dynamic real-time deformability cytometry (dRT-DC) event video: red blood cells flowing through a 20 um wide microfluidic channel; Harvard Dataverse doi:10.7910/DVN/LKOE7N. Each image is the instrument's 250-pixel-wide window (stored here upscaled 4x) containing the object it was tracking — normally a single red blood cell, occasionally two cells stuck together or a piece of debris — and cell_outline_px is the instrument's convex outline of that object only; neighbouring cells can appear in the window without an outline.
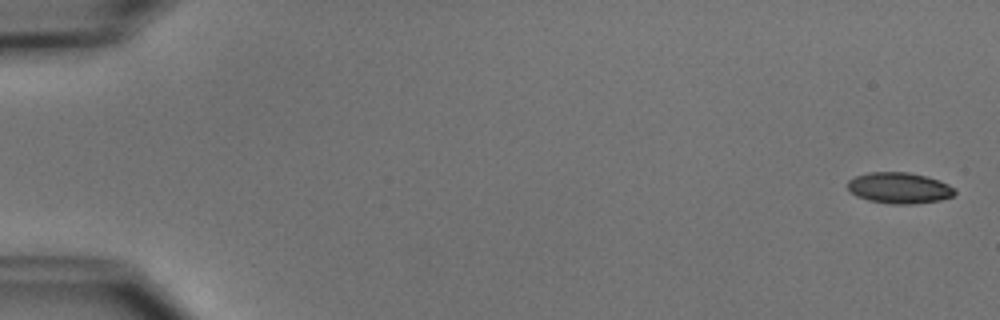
{"species": "common noctule bat (a hibernating species)", "species_latin": "Nyctalus noctula", "temperature_condition": "cold", "stored_images_in_passage": 4, "camera_frame_rate_fps": 3000, "um_per_image_px": 0.085, "animal": {"sex": "male", "body_mass_g": 15.6}, "frame": {"image": 1, "passage_image": 1, "time_ms": 0.0, "image_size_px": [1000, 320], "cell_outline_px": [[956, 192], [952, 196], [940, 200], [912, 204], [892, 204], [868, 200], [856, 196], [848, 188], [848, 180], [856, 176], [868, 172], [908, 172], [928, 176], [940, 180], [956, 188]], "centroid_in_image_um": [76.46, 15.97], "position_along_channel_um": 8.5, "area_um2": 19.48}}
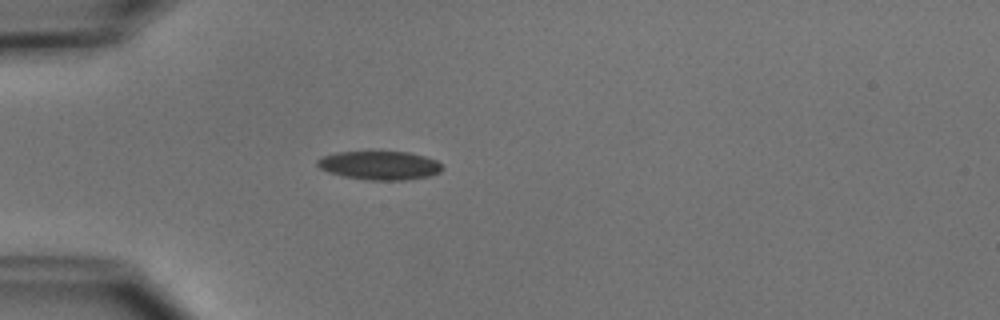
{"frame": {"image": 2, "passage_image": 4, "time_ms": 4.667, "image_size_px": [1000, 320], "cell_outline_px": [[444, 168], [440, 172], [428, 176], [404, 180], [368, 180], [344, 176], [328, 172], [320, 168], [316, 164], [316, 160], [320, 156], [336, 152], [408, 152], [424, 156], [436, 160]], "centroid_in_image_um": [32.24, 14.05], "position_along_channel_um": 52.8, "area_um2": 20.87}}